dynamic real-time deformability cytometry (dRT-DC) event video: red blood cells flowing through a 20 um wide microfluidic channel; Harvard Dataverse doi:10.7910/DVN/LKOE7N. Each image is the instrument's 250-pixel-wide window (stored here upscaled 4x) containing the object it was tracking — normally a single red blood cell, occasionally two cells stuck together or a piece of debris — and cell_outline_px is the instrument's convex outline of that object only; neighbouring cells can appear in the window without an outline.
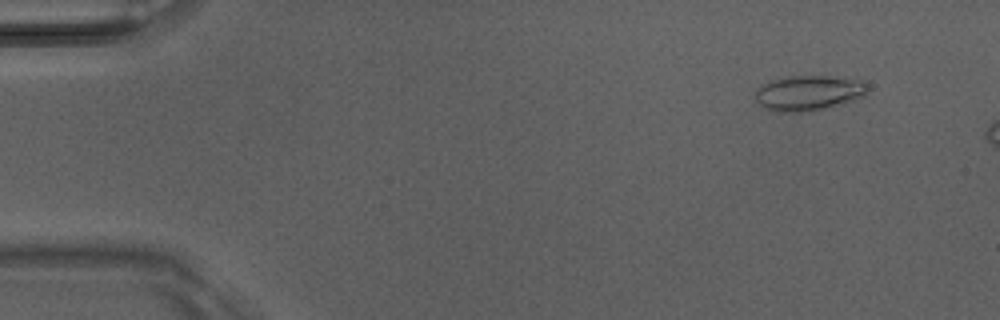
{"species": "Egyptian fruit bat (a non-hibernating species)", "species_latin": "Rousettus aegyptiacus", "temperature_condition": "room temperature", "stored_images_in_passage": 7, "camera_frame_rate_fps": 3000, "um_per_image_px": 0.085, "animal": {"sex": "male"}, "frame": {"image": 1, "passage_image": 2, "time_ms": 0.333, "image_size_px": [1000, 320], "cell_outline_px": [[868, 92], [864, 96], [832, 108], [812, 112], [780, 112], [764, 108], [756, 100], [756, 88], [760, 84], [784, 76], [828, 76], [860, 80], [868, 88]], "centroid_in_image_um": [68.72, 7.92], "position_along_channel_um": 16.3, "area_um2": 23.41}}